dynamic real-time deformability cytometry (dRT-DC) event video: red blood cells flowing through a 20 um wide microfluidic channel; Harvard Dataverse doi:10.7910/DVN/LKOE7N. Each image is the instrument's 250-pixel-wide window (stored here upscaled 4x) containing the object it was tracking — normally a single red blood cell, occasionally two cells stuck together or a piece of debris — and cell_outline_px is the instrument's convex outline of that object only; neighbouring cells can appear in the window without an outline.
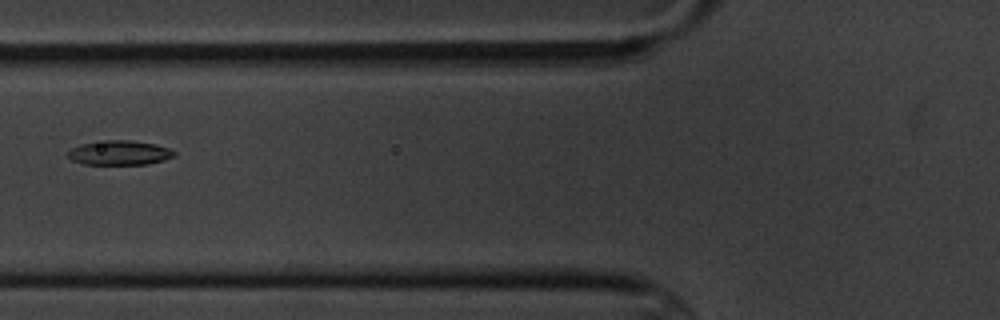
{"species": "common noctule bat (a hibernating species)", "species_latin": "Nyctalus noctula", "temperature_condition": "cold", "stored_images_in_passage": 12, "camera_frame_rate_fps": 3000, "um_per_image_px": 0.085, "animal": {"sex": "male", "body_mass_g": 20.1, "forearm_length_mm": 53.5}, "frame": {"image": 1, "passage_image": 2, "time_ms": 1.333, "image_size_px": [1000, 320], "cell_outline_px": [[176, 156], [164, 160], [148, 164], [84, 164], [72, 160], [68, 156], [68, 152], [72, 148], [84, 144], [108, 140], [128, 140], [156, 144], [168, 148], [176, 152]], "centroid_in_image_um": [10.21, 12.99], "position_along_channel_um": 115.6, "area_um2": 14.97}}
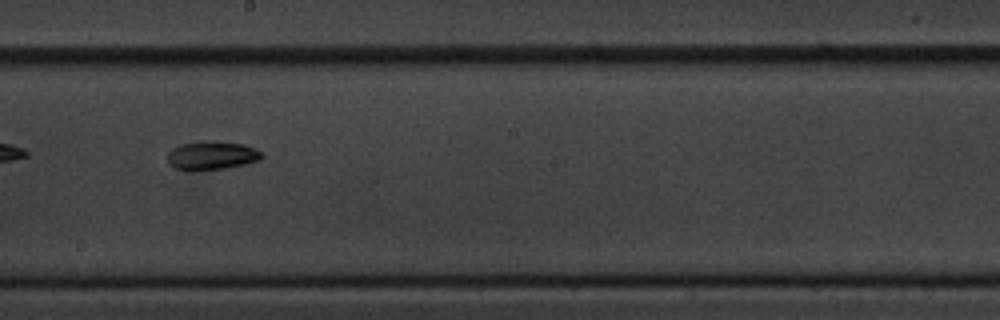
{"frame": {"image": 2, "passage_image": 5, "time_ms": 4.667, "image_size_px": [1000, 320], "cell_outline_px": [[264, 156], [260, 160], [244, 164], [224, 168], [176, 168], [168, 164], [168, 152], [172, 148], [180, 144], [196, 140], [216, 140], [244, 144], [256, 148]], "centroid_in_image_um": [18.02, 13.15], "position_along_channel_um": 230.2, "area_um2": 15.55}}
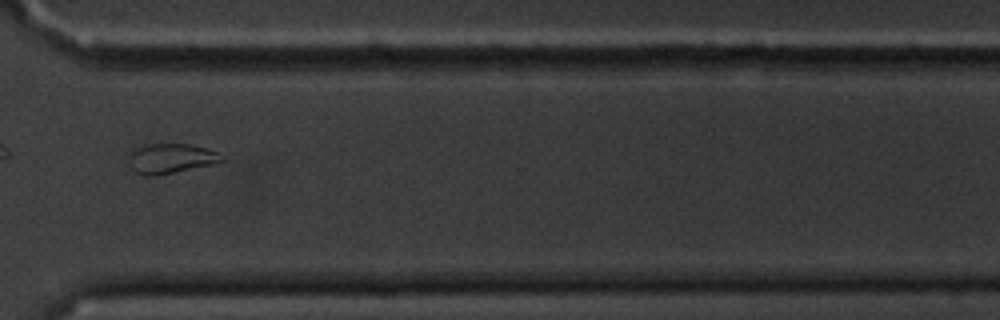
{"frame": {"image": 3, "passage_image": 8, "time_ms": 8.333, "image_size_px": [1000, 320], "cell_outline_px": [[224, 160], [212, 164], [156, 176], [144, 176], [136, 172], [132, 168], [128, 152], [132, 148], [144, 144], [188, 144], [208, 148], [224, 156]], "centroid_in_image_um": [14.48, 13.46], "position_along_channel_um": 356.1, "area_um2": 16.24}, "authors_computed_cell_mechanics": {"area_um2": 15.4904, "velocity_mm_per_s": 3.4399, "shape_relaxation_time_tau1_ms": 3.8385, "shape_relaxation_time_tau2_ms": null, "deformation_change_tau1": 0.1097, "deformation_change_tau2": null}}